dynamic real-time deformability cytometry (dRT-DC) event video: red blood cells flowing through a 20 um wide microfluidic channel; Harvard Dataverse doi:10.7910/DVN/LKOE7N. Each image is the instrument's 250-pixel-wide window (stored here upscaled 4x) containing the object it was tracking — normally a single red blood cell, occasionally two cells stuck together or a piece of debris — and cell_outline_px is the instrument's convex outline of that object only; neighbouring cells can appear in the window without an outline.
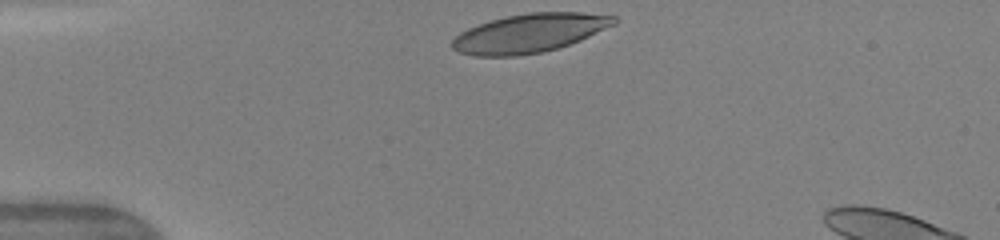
{"species": "human", "species_latin": "Homo sapiens", "temperature_condition": "warm", "stored_images_in_passage": 31, "camera_frame_rate_fps": 3000, "um_per_image_px": 0.085, "donor": {"sex": "female"}, "frame": {"image": 1, "passage_image": 1, "time_ms": 0.0, "image_size_px": [1000, 240], "cell_outline_px": [[620, 20], [616, 24], [580, 40], [556, 48], [540, 52], [516, 56], [472, 56], [460, 52], [452, 48], [452, 40], [460, 32], [468, 28], [492, 20], [508, 16], [528, 12], [580, 12], [616, 16]], "centroid_in_image_um": [45.02, 2.81], "position_along_channel_um": 40.0, "area_um2": 36.36}}
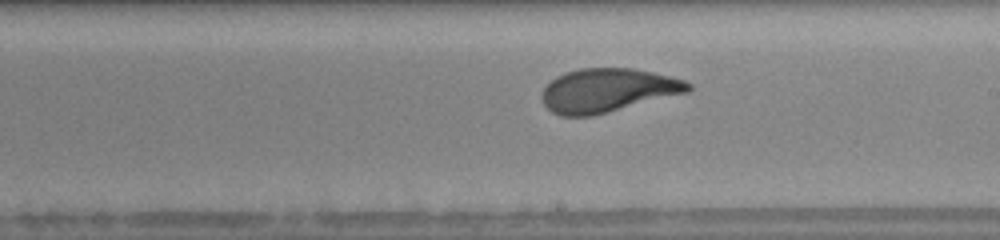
{"frame": {"image": 2, "passage_image": 18, "time_ms": 5.667, "image_size_px": [1000, 240], "cell_outline_px": [[692, 88], [688, 92], [592, 116], [560, 116], [552, 112], [544, 104], [540, 96], [540, 92], [556, 76], [580, 68], [632, 68], [672, 76], [684, 80], [692, 84]], "centroid_in_image_um": [51.65, 7.68], "position_along_channel_um": 237.4, "area_um2": 37.22}}
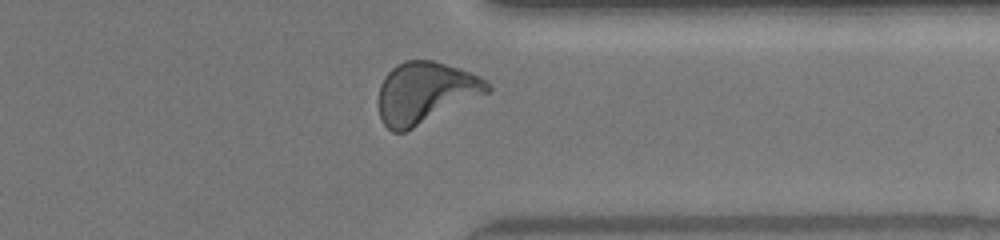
{"frame": {"image": 3, "passage_image": 28, "time_ms": 9.0, "image_size_px": [1000, 240], "cell_outline_px": [[492, 88], [488, 92], [404, 132], [392, 132], [380, 120], [380, 84], [384, 76], [396, 64], [404, 60], [432, 60], [460, 68], [472, 72], [488, 80]], "centroid_in_image_um": [36.15, 7.85], "position_along_channel_um": 375.2, "area_um2": 38.61}, "authors_computed_cell_mechanics": {"area_um2": 37.1076, "velocity_mm_per_s": 4.1596, "shape_relaxation_time_tau1_ms": 3.0144, "shape_relaxation_time_tau2_ms": 0.6935, "deformation_change_tau1": 0.1827, "deformation_change_tau2": 0.0642}}